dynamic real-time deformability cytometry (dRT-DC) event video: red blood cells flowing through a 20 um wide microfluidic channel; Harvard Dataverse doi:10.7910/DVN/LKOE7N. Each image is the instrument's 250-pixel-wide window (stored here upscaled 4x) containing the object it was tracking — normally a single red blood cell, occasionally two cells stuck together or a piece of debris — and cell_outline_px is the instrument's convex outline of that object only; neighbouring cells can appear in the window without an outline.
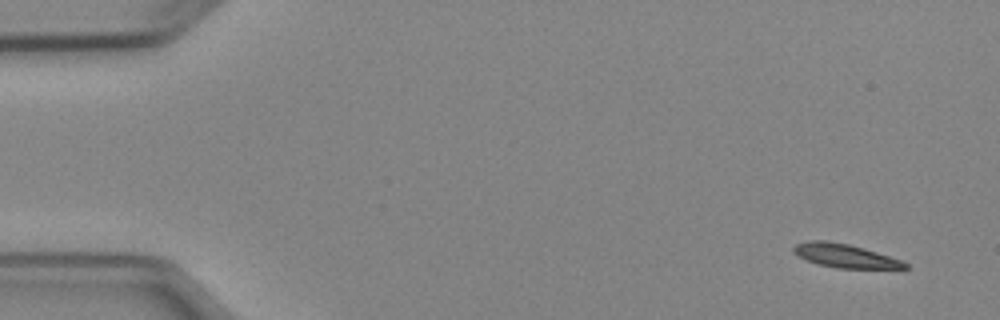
{"species": "Egyptian fruit bat (a non-hibernating species)", "species_latin": "Rousettus aegyptiacus", "temperature_condition": "cold", "stored_images_in_passage": 7, "camera_frame_rate_fps": 3000, "um_per_image_px": 0.085, "animal": {"sex": "female"}, "frame": {"image": 1, "passage_image": 1, "time_ms": 0.0, "image_size_px": [1000, 320], "cell_outline_px": [[908, 268], [904, 272], [836, 268], [820, 264], [808, 260], [792, 252], [792, 248], [796, 244], [808, 240], [824, 240], [848, 244], [864, 248], [900, 260], [908, 264]], "centroid_in_image_um": [71.99, 21.8], "position_along_channel_um": 13.0, "area_um2": 16.07}}
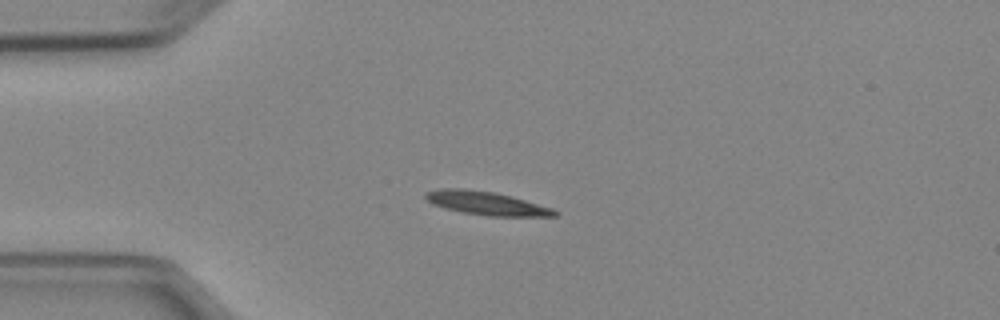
{"frame": {"image": 2, "passage_image": 4, "time_ms": 3.333, "image_size_px": [1000, 320], "cell_outline_px": [[560, 212], [556, 216], [488, 216], [460, 212], [444, 208], [432, 204], [424, 196], [424, 192], [440, 188], [464, 188], [496, 192], [512, 196], [552, 208]], "centroid_in_image_um": [41.32, 17.27], "position_along_channel_um": 43.7, "area_um2": 17.86}}